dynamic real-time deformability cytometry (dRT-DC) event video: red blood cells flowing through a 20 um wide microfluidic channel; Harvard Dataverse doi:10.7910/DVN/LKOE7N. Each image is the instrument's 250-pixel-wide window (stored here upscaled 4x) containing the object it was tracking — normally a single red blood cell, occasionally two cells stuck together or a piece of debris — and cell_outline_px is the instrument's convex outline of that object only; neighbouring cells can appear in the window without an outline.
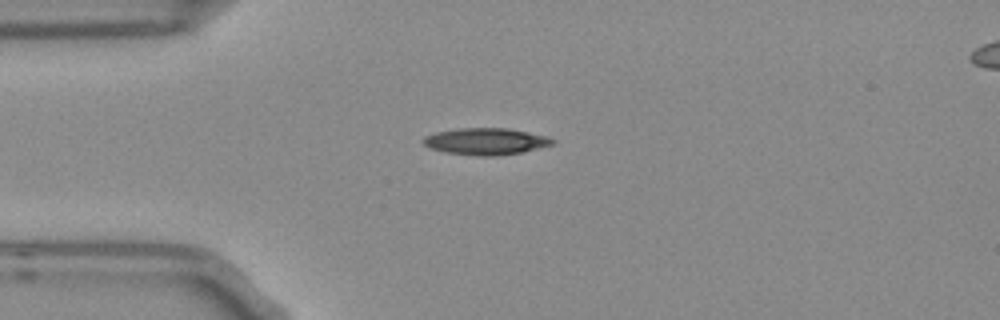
{"species": "Egyptian fruit bat (a non-hibernating species)", "species_latin": "Rousettus aegyptiacus", "temperature_condition": "room temperature", "stored_images_in_passage": 5, "camera_frame_rate_fps": 3000, "um_per_image_px": 0.085, "frame": {"image": 1, "passage_image": 3, "time_ms": 0.667, "image_size_px": [1000, 320], "cell_outline_px": [[556, 140], [552, 144], [520, 152], [496, 156], [476, 156], [444, 152], [428, 148], [420, 140], [424, 136], [436, 132], [456, 128], [508, 128], [528, 132], [544, 136]], "centroid_in_image_um": [41.2, 12.01], "position_along_channel_um": 43.8, "area_um2": 20.11}}
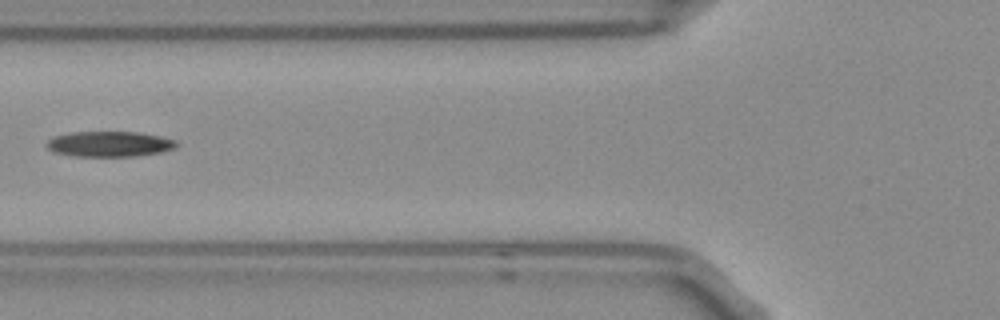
{"frame": {"image": 2, "passage_image": 5, "time_ms": 1.333, "image_size_px": [1000, 320], "cell_outline_px": [[176, 148], [160, 152], [136, 156], [72, 156], [56, 152], [48, 148], [44, 144], [52, 136], [72, 132], [136, 132], [160, 136], [176, 140]], "centroid_in_image_um": [9.27, 12.24], "position_along_channel_um": 116.5, "area_um2": 19.19}}